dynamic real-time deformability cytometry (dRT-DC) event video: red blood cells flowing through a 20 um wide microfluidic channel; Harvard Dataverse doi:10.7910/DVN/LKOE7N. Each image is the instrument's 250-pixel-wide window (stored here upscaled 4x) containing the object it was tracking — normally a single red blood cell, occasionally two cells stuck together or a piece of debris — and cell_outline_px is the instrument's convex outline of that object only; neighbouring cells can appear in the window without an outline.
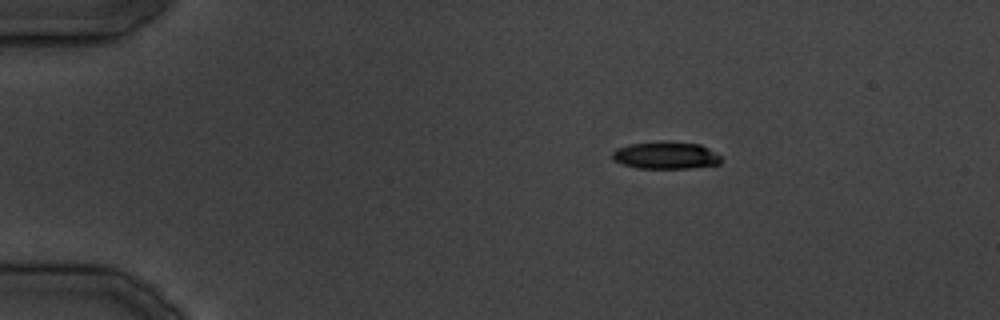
{"species": "common noctule bat (a hibernating species)", "species_latin": "Nyctalus noctula", "temperature_condition": "cold", "stored_images_in_passage": 15, "camera_frame_rate_fps": 3000, "um_per_image_px": 0.085, "animal": {"sex": "male", "body_mass_g": 19.5, "forearm_length_mm": 54.6}, "frame": {"image": 1, "passage_image": 1, "time_ms": 0.0, "image_size_px": [1000, 320], "cell_outline_px": [[720, 164], [692, 168], [636, 168], [612, 160], [612, 152], [616, 148], [628, 144], [660, 140], [700, 144], [708, 148], [720, 156]], "centroid_in_image_um": [56.56, 13.19], "position_along_channel_um": 28.4, "area_um2": 17.51}}
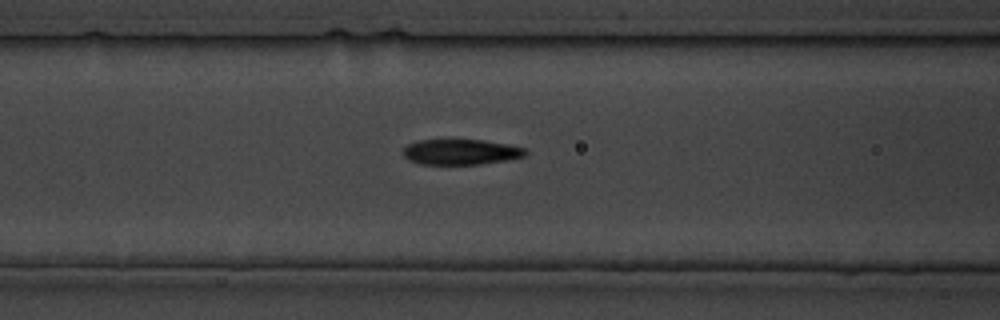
{"frame": {"image": 2, "passage_image": 10, "time_ms": 11.0, "image_size_px": [1000, 320], "cell_outline_px": [[528, 152], [524, 156], [508, 160], [480, 164], [416, 164], [408, 160], [404, 156], [404, 148], [408, 144], [416, 140], [484, 140], [508, 144], [528, 148]], "centroid_in_image_um": [39.19, 12.91], "position_along_channel_um": 127.4, "area_um2": 18.32}}
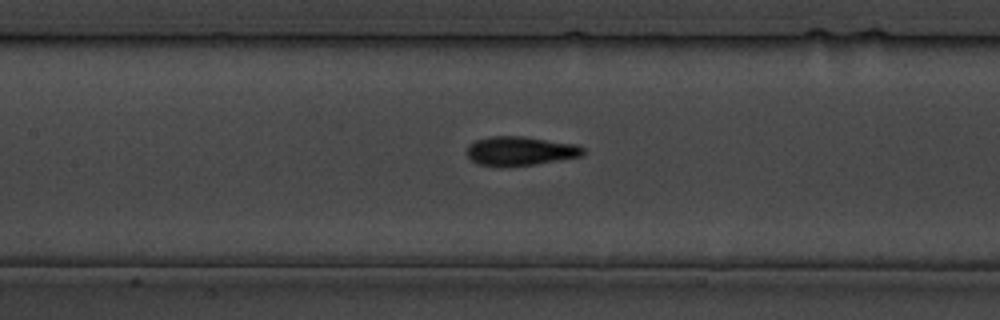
{"frame": {"image": 3, "passage_image": 12, "time_ms": 13.333, "image_size_px": [1000, 320], "cell_outline_px": [[588, 152], [584, 156], [536, 164], [476, 164], [468, 156], [468, 144], [476, 140], [488, 136], [524, 136], [576, 144], [584, 148]], "centroid_in_image_um": [44.31, 12.79], "position_along_channel_um": 163.1, "area_um2": 19.36}}